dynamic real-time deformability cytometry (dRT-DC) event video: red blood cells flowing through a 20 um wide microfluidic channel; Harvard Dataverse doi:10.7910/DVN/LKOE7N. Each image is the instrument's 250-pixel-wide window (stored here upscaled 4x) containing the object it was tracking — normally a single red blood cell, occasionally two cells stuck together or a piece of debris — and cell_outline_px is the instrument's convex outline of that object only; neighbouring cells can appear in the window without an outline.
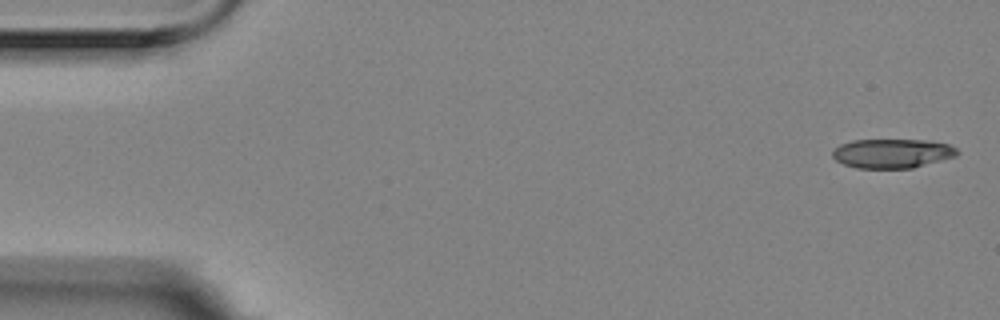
{"species": "Egyptian fruit bat (a non-hibernating species)", "species_latin": "Rousettus aegyptiacus", "temperature_condition": "room temperature", "stored_images_in_passage": 5, "camera_frame_rate_fps": 3000, "um_per_image_px": 0.085, "animal": {"sex": "female"}, "frame": {"image": 1, "passage_image": 1, "time_ms": 0.0, "image_size_px": [1000, 320], "cell_outline_px": [[960, 152], [956, 156], [912, 168], [856, 168], [844, 164], [836, 160], [832, 156], [832, 152], [840, 144], [852, 140], [928, 140], [948, 144], [956, 148]], "centroid_in_image_um": [75.84, 13.03], "position_along_channel_um": 9.2, "area_um2": 21.21}}